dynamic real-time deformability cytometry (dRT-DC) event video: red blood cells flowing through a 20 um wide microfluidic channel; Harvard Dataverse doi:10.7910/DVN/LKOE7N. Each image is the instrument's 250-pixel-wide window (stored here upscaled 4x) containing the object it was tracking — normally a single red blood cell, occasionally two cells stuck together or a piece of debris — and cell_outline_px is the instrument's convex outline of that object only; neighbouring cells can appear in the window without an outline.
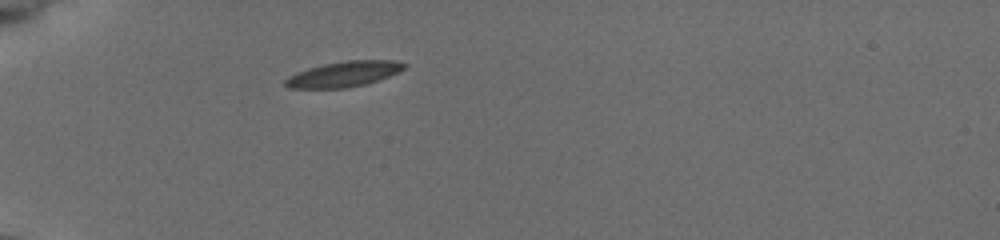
{"species": "common noctule bat (a hibernating species)", "species_latin": "Nyctalus noctula", "temperature_condition": "cold", "stored_images_in_passage": 29, "camera_frame_rate_fps": 3000, "um_per_image_px": 0.085, "animal": {"sex": "female", "body_mass_g": 19.5, "forearm_length_mm": 54.1}, "frame": {"image": 1, "passage_image": 1, "time_ms": 0.0, "image_size_px": [1000, 240], "cell_outline_px": [[408, 64], [404, 68], [388, 76], [364, 84], [348, 88], [288, 88], [284, 84], [284, 80], [288, 76], [308, 68], [324, 64], [348, 60], [392, 60]], "centroid_in_image_um": [29.18, 6.3], "position_along_channel_um": 55.8, "area_um2": 17.4}}
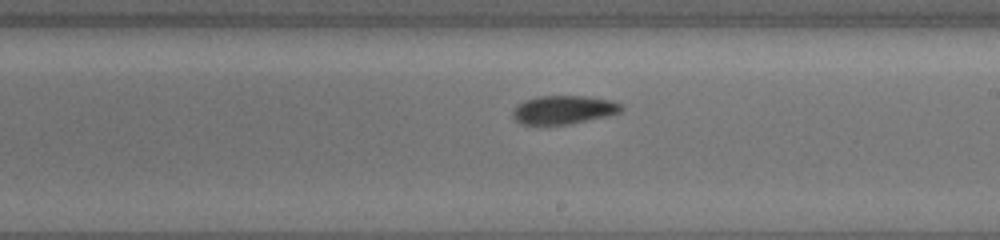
{"frame": {"image": 2, "passage_image": 13, "time_ms": 4.0, "image_size_px": [1000, 240], "cell_outline_px": [[624, 108], [620, 112], [604, 116], [568, 124], [520, 124], [512, 116], [512, 112], [516, 104], [524, 100], [536, 96], [584, 96], [608, 100], [620, 104]], "centroid_in_image_um": [47.83, 9.32], "position_along_channel_um": 241.2, "area_um2": 17.8}}
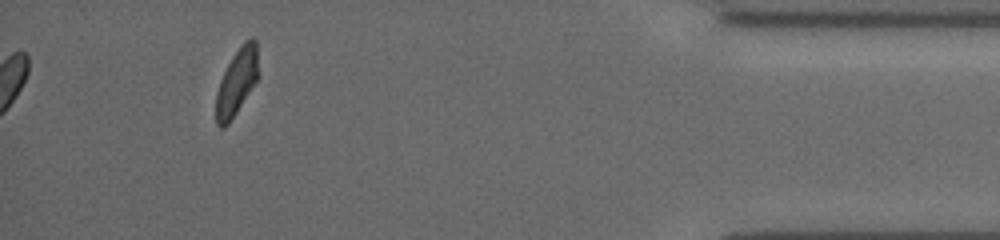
{"frame": {"image": 3, "passage_image": 29, "time_ms": 9.333, "image_size_px": [1000, 240], "cell_outline_px": [[256, 80], [236, 112], [228, 124], [224, 128], [220, 128], [216, 124], [216, 92], [220, 80], [232, 56], [240, 44], [244, 40], [252, 36], [256, 40]], "centroid_in_image_um": [20.07, 6.95], "position_along_channel_um": 415.1, "area_um2": 15.9}, "authors_computed_cell_mechanics": {"area_um2": 17.629, "velocity_mm_per_s": 3.8803, "shape_relaxation_time_tau1_ms": 3.7249, "shape_relaxation_time_tau2_ms": 8.1424, "deformation_change_tau1": 0.1277, "deformation_change_tau2": 0.1073}}